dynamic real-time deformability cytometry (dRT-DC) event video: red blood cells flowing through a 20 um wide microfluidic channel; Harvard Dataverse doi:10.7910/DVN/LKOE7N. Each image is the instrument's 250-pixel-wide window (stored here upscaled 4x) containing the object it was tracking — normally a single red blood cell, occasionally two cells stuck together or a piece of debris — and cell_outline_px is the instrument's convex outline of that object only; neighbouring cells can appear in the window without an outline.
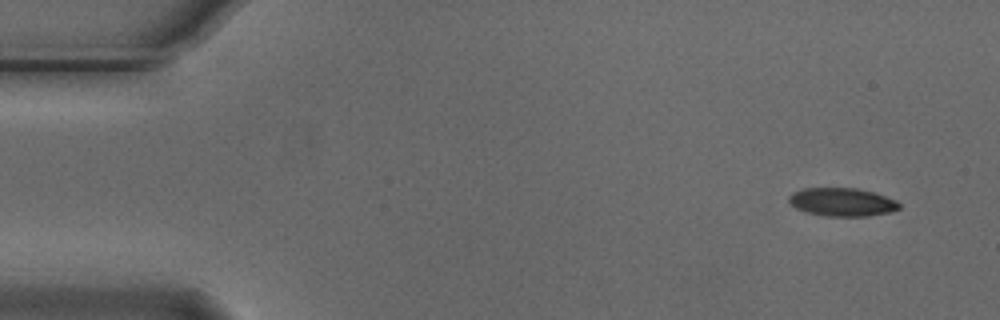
{"species": "Egyptian fruit bat (a non-hibernating species)", "species_latin": "Rousettus aegyptiacus", "temperature_condition": "cold", "stored_images_in_passage": 52, "camera_frame_rate_fps": 3000, "um_per_image_px": 0.085, "animal": {"sex": "male"}, "frame": {"image": 1, "passage_image": 1, "time_ms": 0.0, "image_size_px": [1000, 320], "cell_outline_px": [[900, 208], [888, 212], [868, 216], [828, 216], [808, 212], [796, 208], [788, 200], [788, 196], [792, 192], [800, 188], [856, 188], [872, 192], [896, 200], [900, 204]], "centroid_in_image_um": [71.55, 17.16], "position_along_channel_um": 13.5, "area_um2": 18.03}}
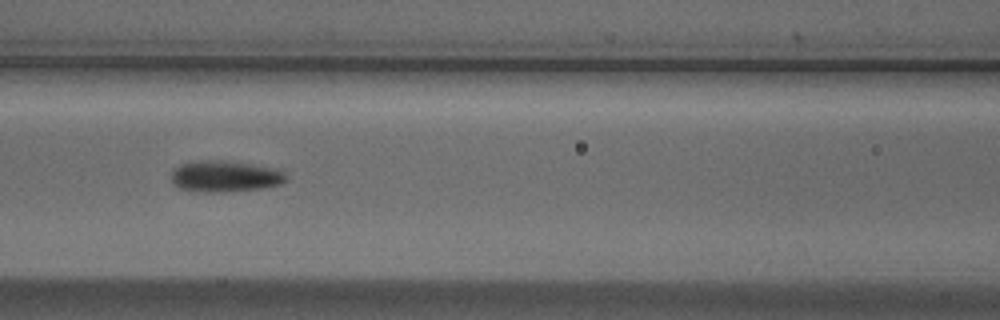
{"frame": {"image": 2, "passage_image": 21, "time_ms": 6.667, "image_size_px": [1000, 320], "cell_outline_px": [[288, 180], [280, 184], [260, 188], [224, 192], [196, 192], [180, 188], [172, 184], [172, 172], [180, 164], [208, 160], [248, 164], [276, 168], [284, 172], [288, 176]], "centroid_in_image_um": [19.14, 15.01], "position_along_channel_um": 147.5, "area_um2": 20.63}}
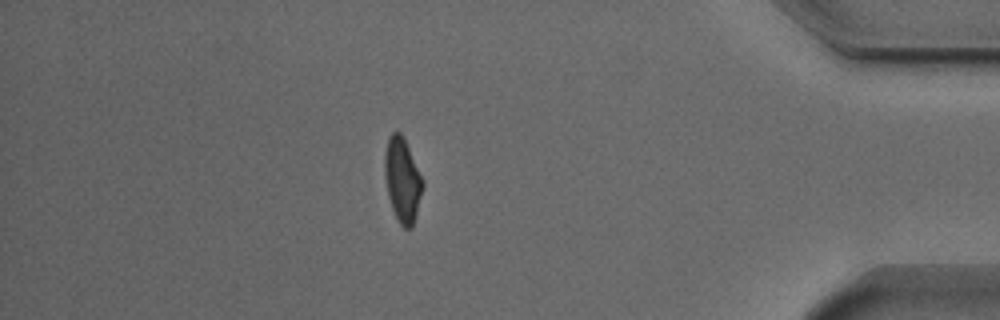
{"frame": {"image": 3, "passage_image": 45, "time_ms": 14.667, "image_size_px": [1000, 320], "cell_outline_px": [[424, 184], [412, 228], [404, 228], [396, 220], [388, 196], [384, 172], [384, 156], [388, 136], [392, 132], [400, 132], [424, 180]], "centroid_in_image_um": [34.19, 15.31], "position_along_channel_um": 401.0, "area_um2": 18.55}, "authors_computed_cell_mechanics": {"area_um2": 19.0162, "velocity_mm_per_s": 3.7119, "shape_relaxation_time_tau1_ms": 3.6634, "shape_relaxation_time_tau2_ms": 2.7665, "deformation_change_tau1": 0.1639, "deformation_change_tau2": 0.0965}}